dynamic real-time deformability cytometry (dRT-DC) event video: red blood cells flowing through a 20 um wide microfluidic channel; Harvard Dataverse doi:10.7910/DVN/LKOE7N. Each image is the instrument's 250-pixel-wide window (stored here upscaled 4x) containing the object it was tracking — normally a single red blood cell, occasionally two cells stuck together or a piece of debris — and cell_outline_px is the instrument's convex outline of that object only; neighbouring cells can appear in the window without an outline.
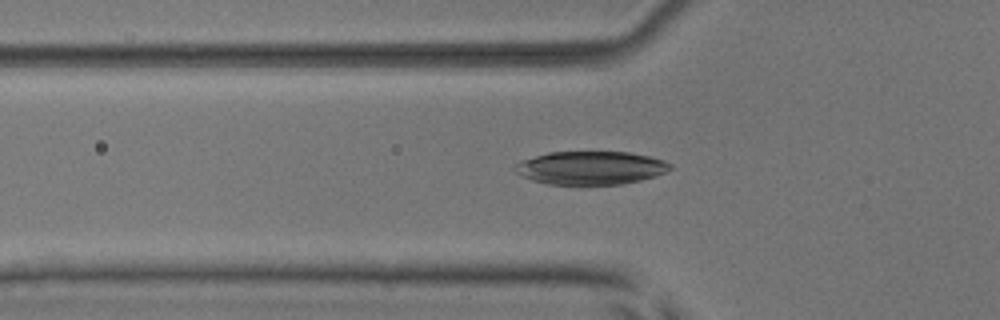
{"species": "common noctule bat (a hibernating species)", "species_latin": "Nyctalus noctula", "temperature_condition": "room temperature", "stored_images_in_passage": 49, "camera_frame_rate_fps": 3000, "um_per_image_px": 0.085, "animal": {"sex": "male", "body_mass_g": 17.9, "forearm_length_mm": 54.2}, "frame": {"image": 1, "passage_image": 18, "time_ms": 5.667, "image_size_px": [1000, 320], "cell_outline_px": [[672, 168], [656, 176], [640, 180], [620, 184], [548, 184], [532, 180], [520, 176], [512, 168], [520, 160], [548, 152], [628, 152], [648, 156], [664, 160], [672, 164]], "centroid_in_image_um": [50.17, 14.26], "position_along_channel_um": 75.6, "area_um2": 30.11}}
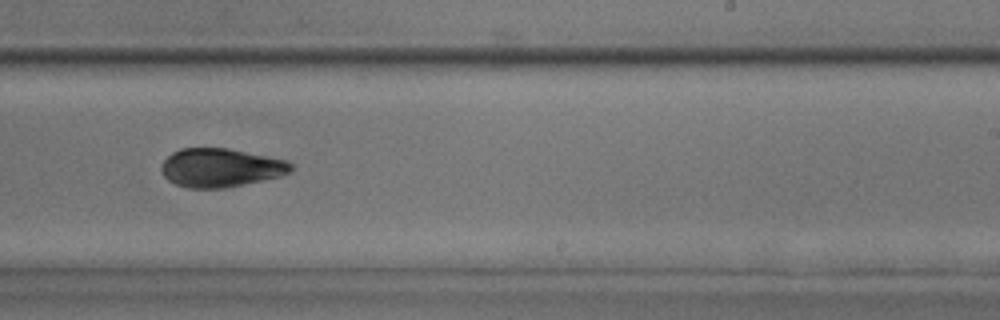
{"frame": {"image": 2, "passage_image": 33, "time_ms": 10.667, "image_size_px": [1000, 320], "cell_outline_px": [[292, 168], [288, 172], [280, 176], [224, 188], [188, 188], [176, 184], [168, 180], [164, 176], [160, 168], [160, 164], [172, 152], [180, 148], [228, 148], [288, 160], [292, 164]], "centroid_in_image_um": [18.72, 14.24], "position_along_channel_um": 270.3, "area_um2": 29.13}}
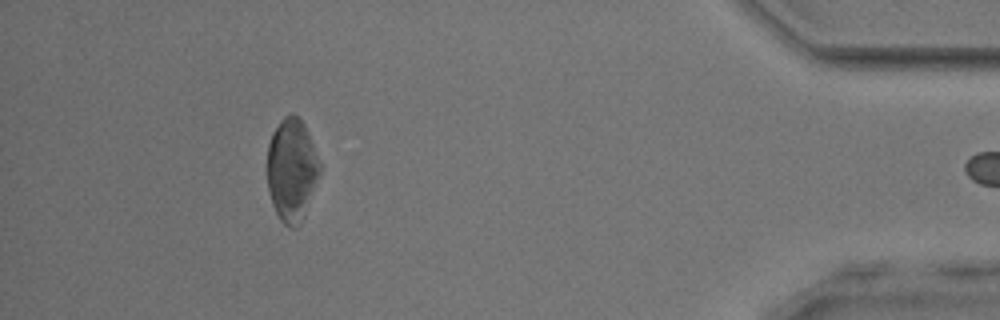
{"frame": {"image": 3, "passage_image": 48, "time_ms": 15.667, "image_size_px": [1000, 320], "cell_outline_px": [[320, 172], [304, 216], [300, 224], [296, 228], [288, 228], [280, 220], [272, 204], [268, 188], [268, 144], [272, 132], [280, 120], [284, 116], [296, 116], [304, 124], [308, 132], [320, 164]], "centroid_in_image_um": [24.79, 14.47], "position_along_channel_um": 410.4, "area_um2": 31.15}}